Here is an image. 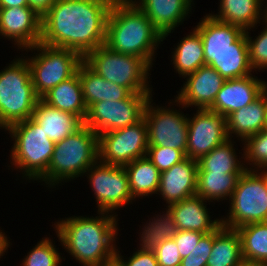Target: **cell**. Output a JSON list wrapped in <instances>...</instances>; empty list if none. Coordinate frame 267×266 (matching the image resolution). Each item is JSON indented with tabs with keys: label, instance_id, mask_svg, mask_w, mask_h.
<instances>
[{
	"label": "cell",
	"instance_id": "cell-48",
	"mask_svg": "<svg viewBox=\"0 0 267 266\" xmlns=\"http://www.w3.org/2000/svg\"><path fill=\"white\" fill-rule=\"evenodd\" d=\"M104 266H120L116 261H113L112 263L106 264Z\"/></svg>",
	"mask_w": 267,
	"mask_h": 266
},
{
	"label": "cell",
	"instance_id": "cell-50",
	"mask_svg": "<svg viewBox=\"0 0 267 266\" xmlns=\"http://www.w3.org/2000/svg\"><path fill=\"white\" fill-rule=\"evenodd\" d=\"M266 6H267V4H266ZM265 6V9H266V19H267V7Z\"/></svg>",
	"mask_w": 267,
	"mask_h": 266
},
{
	"label": "cell",
	"instance_id": "cell-19",
	"mask_svg": "<svg viewBox=\"0 0 267 266\" xmlns=\"http://www.w3.org/2000/svg\"><path fill=\"white\" fill-rule=\"evenodd\" d=\"M162 34L163 41L191 14L193 0H132ZM173 30V31H172Z\"/></svg>",
	"mask_w": 267,
	"mask_h": 266
},
{
	"label": "cell",
	"instance_id": "cell-13",
	"mask_svg": "<svg viewBox=\"0 0 267 266\" xmlns=\"http://www.w3.org/2000/svg\"><path fill=\"white\" fill-rule=\"evenodd\" d=\"M153 96L144 109V119L148 127L149 146L178 149L186 155L188 139V118L179 110L162 106L154 107ZM171 108V109H170Z\"/></svg>",
	"mask_w": 267,
	"mask_h": 266
},
{
	"label": "cell",
	"instance_id": "cell-15",
	"mask_svg": "<svg viewBox=\"0 0 267 266\" xmlns=\"http://www.w3.org/2000/svg\"><path fill=\"white\" fill-rule=\"evenodd\" d=\"M183 87L176 95L174 102L182 108L194 107L197 109H209L217 96V93L226 81L216 69L209 65L201 66L194 73L187 75Z\"/></svg>",
	"mask_w": 267,
	"mask_h": 266
},
{
	"label": "cell",
	"instance_id": "cell-14",
	"mask_svg": "<svg viewBox=\"0 0 267 266\" xmlns=\"http://www.w3.org/2000/svg\"><path fill=\"white\" fill-rule=\"evenodd\" d=\"M229 139L227 117L209 109H197L188 117L186 157L198 161Z\"/></svg>",
	"mask_w": 267,
	"mask_h": 266
},
{
	"label": "cell",
	"instance_id": "cell-31",
	"mask_svg": "<svg viewBox=\"0 0 267 266\" xmlns=\"http://www.w3.org/2000/svg\"><path fill=\"white\" fill-rule=\"evenodd\" d=\"M236 230L244 262L267 266V222L246 224Z\"/></svg>",
	"mask_w": 267,
	"mask_h": 266
},
{
	"label": "cell",
	"instance_id": "cell-4",
	"mask_svg": "<svg viewBox=\"0 0 267 266\" xmlns=\"http://www.w3.org/2000/svg\"><path fill=\"white\" fill-rule=\"evenodd\" d=\"M98 160V135L84 123L72 134L55 143L49 167L39 179L49 188L83 176ZM65 180V181H64Z\"/></svg>",
	"mask_w": 267,
	"mask_h": 266
},
{
	"label": "cell",
	"instance_id": "cell-6",
	"mask_svg": "<svg viewBox=\"0 0 267 266\" xmlns=\"http://www.w3.org/2000/svg\"><path fill=\"white\" fill-rule=\"evenodd\" d=\"M6 131L14 141L10 152L11 165L21 171L23 178L39 180L49 167L55 143L32 118L15 123Z\"/></svg>",
	"mask_w": 267,
	"mask_h": 266
},
{
	"label": "cell",
	"instance_id": "cell-28",
	"mask_svg": "<svg viewBox=\"0 0 267 266\" xmlns=\"http://www.w3.org/2000/svg\"><path fill=\"white\" fill-rule=\"evenodd\" d=\"M244 262L240 235L222 224L215 230L211 255L206 266H240Z\"/></svg>",
	"mask_w": 267,
	"mask_h": 266
},
{
	"label": "cell",
	"instance_id": "cell-38",
	"mask_svg": "<svg viewBox=\"0 0 267 266\" xmlns=\"http://www.w3.org/2000/svg\"><path fill=\"white\" fill-rule=\"evenodd\" d=\"M146 157L158 168L160 172L169 170L174 164L186 158L185 154L173 148L149 146Z\"/></svg>",
	"mask_w": 267,
	"mask_h": 266
},
{
	"label": "cell",
	"instance_id": "cell-7",
	"mask_svg": "<svg viewBox=\"0 0 267 266\" xmlns=\"http://www.w3.org/2000/svg\"><path fill=\"white\" fill-rule=\"evenodd\" d=\"M83 62L105 80L134 94H152L148 81L151 66L140 57L115 52L104 44L87 53Z\"/></svg>",
	"mask_w": 267,
	"mask_h": 266
},
{
	"label": "cell",
	"instance_id": "cell-41",
	"mask_svg": "<svg viewBox=\"0 0 267 266\" xmlns=\"http://www.w3.org/2000/svg\"><path fill=\"white\" fill-rule=\"evenodd\" d=\"M115 261L120 266H159L154 251L142 250L140 248L128 260H125L120 251L116 249Z\"/></svg>",
	"mask_w": 267,
	"mask_h": 266
},
{
	"label": "cell",
	"instance_id": "cell-25",
	"mask_svg": "<svg viewBox=\"0 0 267 266\" xmlns=\"http://www.w3.org/2000/svg\"><path fill=\"white\" fill-rule=\"evenodd\" d=\"M77 72L79 73L83 98L87 108L99 101L124 100L132 94L128 88L105 80L84 62L79 65Z\"/></svg>",
	"mask_w": 267,
	"mask_h": 266
},
{
	"label": "cell",
	"instance_id": "cell-47",
	"mask_svg": "<svg viewBox=\"0 0 267 266\" xmlns=\"http://www.w3.org/2000/svg\"><path fill=\"white\" fill-rule=\"evenodd\" d=\"M265 99V106H266V126L265 129H267V81L263 87L262 93H261Z\"/></svg>",
	"mask_w": 267,
	"mask_h": 266
},
{
	"label": "cell",
	"instance_id": "cell-10",
	"mask_svg": "<svg viewBox=\"0 0 267 266\" xmlns=\"http://www.w3.org/2000/svg\"><path fill=\"white\" fill-rule=\"evenodd\" d=\"M148 127L144 117L137 123L98 135V160L117 166H125L146 156Z\"/></svg>",
	"mask_w": 267,
	"mask_h": 266
},
{
	"label": "cell",
	"instance_id": "cell-24",
	"mask_svg": "<svg viewBox=\"0 0 267 266\" xmlns=\"http://www.w3.org/2000/svg\"><path fill=\"white\" fill-rule=\"evenodd\" d=\"M263 1L220 0L218 14H209L218 21L238 26L244 31H251L258 23H261V19L266 18V9H261Z\"/></svg>",
	"mask_w": 267,
	"mask_h": 266
},
{
	"label": "cell",
	"instance_id": "cell-20",
	"mask_svg": "<svg viewBox=\"0 0 267 266\" xmlns=\"http://www.w3.org/2000/svg\"><path fill=\"white\" fill-rule=\"evenodd\" d=\"M207 200L194 195L167 207L173 215L178 230L210 233L221 225V219L211 220ZM209 212V213H208Z\"/></svg>",
	"mask_w": 267,
	"mask_h": 266
},
{
	"label": "cell",
	"instance_id": "cell-30",
	"mask_svg": "<svg viewBox=\"0 0 267 266\" xmlns=\"http://www.w3.org/2000/svg\"><path fill=\"white\" fill-rule=\"evenodd\" d=\"M172 58L174 69L184 79L205 65L201 36L195 29L178 42L172 52Z\"/></svg>",
	"mask_w": 267,
	"mask_h": 266
},
{
	"label": "cell",
	"instance_id": "cell-21",
	"mask_svg": "<svg viewBox=\"0 0 267 266\" xmlns=\"http://www.w3.org/2000/svg\"><path fill=\"white\" fill-rule=\"evenodd\" d=\"M204 59L205 65L216 69L225 80L249 76L253 71L249 62L246 33L232 44V48L223 53L204 54Z\"/></svg>",
	"mask_w": 267,
	"mask_h": 266
},
{
	"label": "cell",
	"instance_id": "cell-3",
	"mask_svg": "<svg viewBox=\"0 0 267 266\" xmlns=\"http://www.w3.org/2000/svg\"><path fill=\"white\" fill-rule=\"evenodd\" d=\"M162 34L132 0H116L110 9L105 45L118 53L144 59L151 67Z\"/></svg>",
	"mask_w": 267,
	"mask_h": 266
},
{
	"label": "cell",
	"instance_id": "cell-46",
	"mask_svg": "<svg viewBox=\"0 0 267 266\" xmlns=\"http://www.w3.org/2000/svg\"><path fill=\"white\" fill-rule=\"evenodd\" d=\"M256 171L261 175V177L264 179V182L267 186V165H264L258 169H256ZM261 171V172H260Z\"/></svg>",
	"mask_w": 267,
	"mask_h": 266
},
{
	"label": "cell",
	"instance_id": "cell-22",
	"mask_svg": "<svg viewBox=\"0 0 267 266\" xmlns=\"http://www.w3.org/2000/svg\"><path fill=\"white\" fill-rule=\"evenodd\" d=\"M32 119L54 143L60 142L83 124L74 114L56 109L42 99L35 105Z\"/></svg>",
	"mask_w": 267,
	"mask_h": 266
},
{
	"label": "cell",
	"instance_id": "cell-42",
	"mask_svg": "<svg viewBox=\"0 0 267 266\" xmlns=\"http://www.w3.org/2000/svg\"><path fill=\"white\" fill-rule=\"evenodd\" d=\"M204 234L197 231H178L173 239L178 247L181 258L188 256L196 248V245Z\"/></svg>",
	"mask_w": 267,
	"mask_h": 266
},
{
	"label": "cell",
	"instance_id": "cell-33",
	"mask_svg": "<svg viewBox=\"0 0 267 266\" xmlns=\"http://www.w3.org/2000/svg\"><path fill=\"white\" fill-rule=\"evenodd\" d=\"M233 139H228L221 145L215 147L207 155L201 157L198 163L197 172H223L243 173L248 166L238 160ZM242 162V163H241Z\"/></svg>",
	"mask_w": 267,
	"mask_h": 266
},
{
	"label": "cell",
	"instance_id": "cell-11",
	"mask_svg": "<svg viewBox=\"0 0 267 266\" xmlns=\"http://www.w3.org/2000/svg\"><path fill=\"white\" fill-rule=\"evenodd\" d=\"M152 94H134L119 101H99L92 104L83 122L97 135L133 125L140 121Z\"/></svg>",
	"mask_w": 267,
	"mask_h": 266
},
{
	"label": "cell",
	"instance_id": "cell-9",
	"mask_svg": "<svg viewBox=\"0 0 267 266\" xmlns=\"http://www.w3.org/2000/svg\"><path fill=\"white\" fill-rule=\"evenodd\" d=\"M227 218L221 224L237 229L250 223L267 222V186L256 170H245L230 198Z\"/></svg>",
	"mask_w": 267,
	"mask_h": 266
},
{
	"label": "cell",
	"instance_id": "cell-40",
	"mask_svg": "<svg viewBox=\"0 0 267 266\" xmlns=\"http://www.w3.org/2000/svg\"><path fill=\"white\" fill-rule=\"evenodd\" d=\"M159 266H180L181 255L173 238L166 239L153 250Z\"/></svg>",
	"mask_w": 267,
	"mask_h": 266
},
{
	"label": "cell",
	"instance_id": "cell-26",
	"mask_svg": "<svg viewBox=\"0 0 267 266\" xmlns=\"http://www.w3.org/2000/svg\"><path fill=\"white\" fill-rule=\"evenodd\" d=\"M265 126L266 106L262 94L246 107L240 108L227 117L229 138L232 139L236 135V138L238 137V140L241 139L242 143L247 137L265 129Z\"/></svg>",
	"mask_w": 267,
	"mask_h": 266
},
{
	"label": "cell",
	"instance_id": "cell-35",
	"mask_svg": "<svg viewBox=\"0 0 267 266\" xmlns=\"http://www.w3.org/2000/svg\"><path fill=\"white\" fill-rule=\"evenodd\" d=\"M243 142L244 149H242L243 157L241 158L244 159L245 164L252 165L249 170H256L267 165V129L247 137Z\"/></svg>",
	"mask_w": 267,
	"mask_h": 266
},
{
	"label": "cell",
	"instance_id": "cell-34",
	"mask_svg": "<svg viewBox=\"0 0 267 266\" xmlns=\"http://www.w3.org/2000/svg\"><path fill=\"white\" fill-rule=\"evenodd\" d=\"M165 212L162 215H155L156 217L146 222L142 228L143 232H140V249L153 251L158 244L177 235L179 230L173 215L167 208Z\"/></svg>",
	"mask_w": 267,
	"mask_h": 266
},
{
	"label": "cell",
	"instance_id": "cell-44",
	"mask_svg": "<svg viewBox=\"0 0 267 266\" xmlns=\"http://www.w3.org/2000/svg\"><path fill=\"white\" fill-rule=\"evenodd\" d=\"M29 7L27 0H0V8Z\"/></svg>",
	"mask_w": 267,
	"mask_h": 266
},
{
	"label": "cell",
	"instance_id": "cell-29",
	"mask_svg": "<svg viewBox=\"0 0 267 266\" xmlns=\"http://www.w3.org/2000/svg\"><path fill=\"white\" fill-rule=\"evenodd\" d=\"M124 167L133 200H136L137 197L143 198L157 194L161 172L146 156L138 158Z\"/></svg>",
	"mask_w": 267,
	"mask_h": 266
},
{
	"label": "cell",
	"instance_id": "cell-2",
	"mask_svg": "<svg viewBox=\"0 0 267 266\" xmlns=\"http://www.w3.org/2000/svg\"><path fill=\"white\" fill-rule=\"evenodd\" d=\"M116 213L97 212L99 216L95 218L65 217L55 222L54 229L59 242L76 262L83 266H104L115 261L119 231Z\"/></svg>",
	"mask_w": 267,
	"mask_h": 266
},
{
	"label": "cell",
	"instance_id": "cell-37",
	"mask_svg": "<svg viewBox=\"0 0 267 266\" xmlns=\"http://www.w3.org/2000/svg\"><path fill=\"white\" fill-rule=\"evenodd\" d=\"M264 29L254 39L250 36L248 30L245 31L248 43L249 62L252 69L265 70L267 69V19L262 20Z\"/></svg>",
	"mask_w": 267,
	"mask_h": 266
},
{
	"label": "cell",
	"instance_id": "cell-18",
	"mask_svg": "<svg viewBox=\"0 0 267 266\" xmlns=\"http://www.w3.org/2000/svg\"><path fill=\"white\" fill-rule=\"evenodd\" d=\"M197 170V161L186 157L169 170L161 172L157 194H161L167 206L196 195Z\"/></svg>",
	"mask_w": 267,
	"mask_h": 266
},
{
	"label": "cell",
	"instance_id": "cell-17",
	"mask_svg": "<svg viewBox=\"0 0 267 266\" xmlns=\"http://www.w3.org/2000/svg\"><path fill=\"white\" fill-rule=\"evenodd\" d=\"M265 83L252 74L226 80L209 110L228 117L255 101L261 95Z\"/></svg>",
	"mask_w": 267,
	"mask_h": 266
},
{
	"label": "cell",
	"instance_id": "cell-1",
	"mask_svg": "<svg viewBox=\"0 0 267 266\" xmlns=\"http://www.w3.org/2000/svg\"><path fill=\"white\" fill-rule=\"evenodd\" d=\"M116 0H56L42 16L40 43L70 49L84 57L103 46Z\"/></svg>",
	"mask_w": 267,
	"mask_h": 266
},
{
	"label": "cell",
	"instance_id": "cell-32",
	"mask_svg": "<svg viewBox=\"0 0 267 266\" xmlns=\"http://www.w3.org/2000/svg\"><path fill=\"white\" fill-rule=\"evenodd\" d=\"M242 173L197 172L196 195L208 202L230 200ZM210 200V201H209ZM212 200V201H211Z\"/></svg>",
	"mask_w": 267,
	"mask_h": 266
},
{
	"label": "cell",
	"instance_id": "cell-36",
	"mask_svg": "<svg viewBox=\"0 0 267 266\" xmlns=\"http://www.w3.org/2000/svg\"><path fill=\"white\" fill-rule=\"evenodd\" d=\"M62 260L53 240L45 237L27 253L21 266H60Z\"/></svg>",
	"mask_w": 267,
	"mask_h": 266
},
{
	"label": "cell",
	"instance_id": "cell-39",
	"mask_svg": "<svg viewBox=\"0 0 267 266\" xmlns=\"http://www.w3.org/2000/svg\"><path fill=\"white\" fill-rule=\"evenodd\" d=\"M214 238L215 231L204 234L196 248L188 256L182 258L180 266H206L207 260L211 255Z\"/></svg>",
	"mask_w": 267,
	"mask_h": 266
},
{
	"label": "cell",
	"instance_id": "cell-16",
	"mask_svg": "<svg viewBox=\"0 0 267 266\" xmlns=\"http://www.w3.org/2000/svg\"><path fill=\"white\" fill-rule=\"evenodd\" d=\"M42 17L31 7L0 8V35L20 49L40 43Z\"/></svg>",
	"mask_w": 267,
	"mask_h": 266
},
{
	"label": "cell",
	"instance_id": "cell-49",
	"mask_svg": "<svg viewBox=\"0 0 267 266\" xmlns=\"http://www.w3.org/2000/svg\"><path fill=\"white\" fill-rule=\"evenodd\" d=\"M240 266H264V265H257V264H248V263H243Z\"/></svg>",
	"mask_w": 267,
	"mask_h": 266
},
{
	"label": "cell",
	"instance_id": "cell-5",
	"mask_svg": "<svg viewBox=\"0 0 267 266\" xmlns=\"http://www.w3.org/2000/svg\"><path fill=\"white\" fill-rule=\"evenodd\" d=\"M39 99L28 62L15 58L0 71V129L32 118Z\"/></svg>",
	"mask_w": 267,
	"mask_h": 266
},
{
	"label": "cell",
	"instance_id": "cell-27",
	"mask_svg": "<svg viewBox=\"0 0 267 266\" xmlns=\"http://www.w3.org/2000/svg\"><path fill=\"white\" fill-rule=\"evenodd\" d=\"M48 105L66 111L85 121L88 108L84 102L79 73L47 92L42 98Z\"/></svg>",
	"mask_w": 267,
	"mask_h": 266
},
{
	"label": "cell",
	"instance_id": "cell-45",
	"mask_svg": "<svg viewBox=\"0 0 267 266\" xmlns=\"http://www.w3.org/2000/svg\"><path fill=\"white\" fill-rule=\"evenodd\" d=\"M0 230V258L1 256L5 255L8 247L10 245V240H8L7 235Z\"/></svg>",
	"mask_w": 267,
	"mask_h": 266
},
{
	"label": "cell",
	"instance_id": "cell-23",
	"mask_svg": "<svg viewBox=\"0 0 267 266\" xmlns=\"http://www.w3.org/2000/svg\"><path fill=\"white\" fill-rule=\"evenodd\" d=\"M194 29L201 36L204 54L227 51L245 33L242 28L218 21L210 14H206Z\"/></svg>",
	"mask_w": 267,
	"mask_h": 266
},
{
	"label": "cell",
	"instance_id": "cell-12",
	"mask_svg": "<svg viewBox=\"0 0 267 266\" xmlns=\"http://www.w3.org/2000/svg\"><path fill=\"white\" fill-rule=\"evenodd\" d=\"M84 174L89 178L98 204V212L112 214L116 209L133 202L124 166L110 165L97 160Z\"/></svg>",
	"mask_w": 267,
	"mask_h": 266
},
{
	"label": "cell",
	"instance_id": "cell-8",
	"mask_svg": "<svg viewBox=\"0 0 267 266\" xmlns=\"http://www.w3.org/2000/svg\"><path fill=\"white\" fill-rule=\"evenodd\" d=\"M36 51V55L25 58L31 70V78L37 96L41 99L59 83L77 73L83 57L74 50L56 48L38 43L23 51ZM39 52V53H38Z\"/></svg>",
	"mask_w": 267,
	"mask_h": 266
},
{
	"label": "cell",
	"instance_id": "cell-43",
	"mask_svg": "<svg viewBox=\"0 0 267 266\" xmlns=\"http://www.w3.org/2000/svg\"><path fill=\"white\" fill-rule=\"evenodd\" d=\"M56 0H27L31 7L39 16H43Z\"/></svg>",
	"mask_w": 267,
	"mask_h": 266
}]
</instances>
